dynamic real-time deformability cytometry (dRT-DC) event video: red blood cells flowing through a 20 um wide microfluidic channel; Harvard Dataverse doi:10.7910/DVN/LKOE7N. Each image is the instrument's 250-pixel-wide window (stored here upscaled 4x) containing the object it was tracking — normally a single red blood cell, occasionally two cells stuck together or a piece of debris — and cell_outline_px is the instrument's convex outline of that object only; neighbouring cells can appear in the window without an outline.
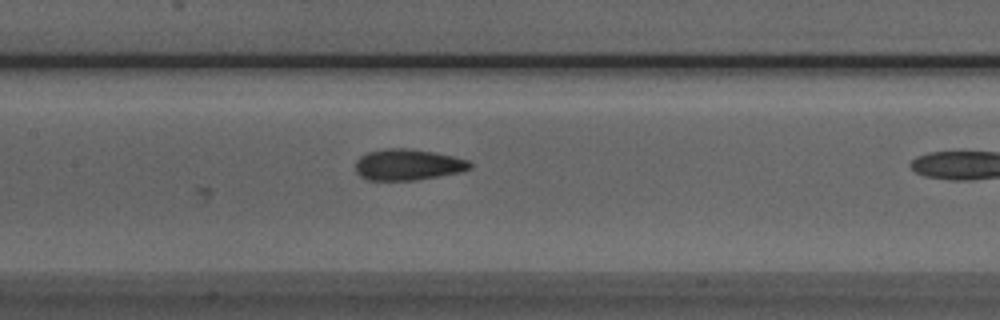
{"species": "Egyptian fruit bat (a non-hibernating species)", "species_latin": "Rousettus aegyptiacus", "temperature_condition": "room temperature", "stored_images_in_passage": 12, "camera_frame_rate_fps": 3000, "um_per_image_px": 0.085, "animal": {"sex": "male"}, "frame": {"image": 1, "passage_image": 12, "time_ms": 3.667, "image_size_px": [1000, 320], "cell_outline_px": [[472, 168], [460, 172], [416, 180], [368, 180], [360, 176], [356, 172], [356, 160], [360, 156], [368, 152], [384, 148], [412, 148], [436, 152], [468, 160], [472, 164]], "centroid_in_image_um": [34.66, 13.98], "position_along_channel_um": 172.7, "area_um2": 20.92}}